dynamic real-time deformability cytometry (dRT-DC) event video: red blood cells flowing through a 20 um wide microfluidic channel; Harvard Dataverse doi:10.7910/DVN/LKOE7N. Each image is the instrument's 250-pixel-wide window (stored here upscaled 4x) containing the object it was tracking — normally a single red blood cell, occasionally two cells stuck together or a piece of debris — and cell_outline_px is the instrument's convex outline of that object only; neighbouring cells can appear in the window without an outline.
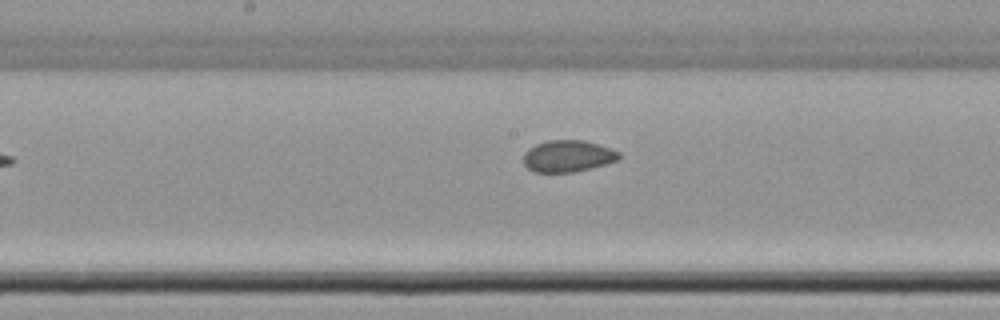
{"species": "common noctule bat (a hibernating species)", "species_latin": "Nyctalus noctula", "temperature_condition": "cold", "stored_images_in_passage": 8, "camera_frame_rate_fps": 3000, "um_per_image_px": 0.085, "animal": {"sex": "female", "body_mass_g": 22.7, "forearm_length_mm": 54.2}, "frame": {"image": 1, "passage_image": 7, "time_ms": 8.333, "image_size_px": [1000, 320], "cell_outline_px": [[620, 160], [592, 168], [576, 172], [532, 172], [524, 164], [524, 152], [528, 148], [536, 144], [548, 140], [584, 140], [620, 152]], "centroid_in_image_um": [48.26, 13.28], "position_along_channel_um": 199.9, "area_um2": 17.74}}